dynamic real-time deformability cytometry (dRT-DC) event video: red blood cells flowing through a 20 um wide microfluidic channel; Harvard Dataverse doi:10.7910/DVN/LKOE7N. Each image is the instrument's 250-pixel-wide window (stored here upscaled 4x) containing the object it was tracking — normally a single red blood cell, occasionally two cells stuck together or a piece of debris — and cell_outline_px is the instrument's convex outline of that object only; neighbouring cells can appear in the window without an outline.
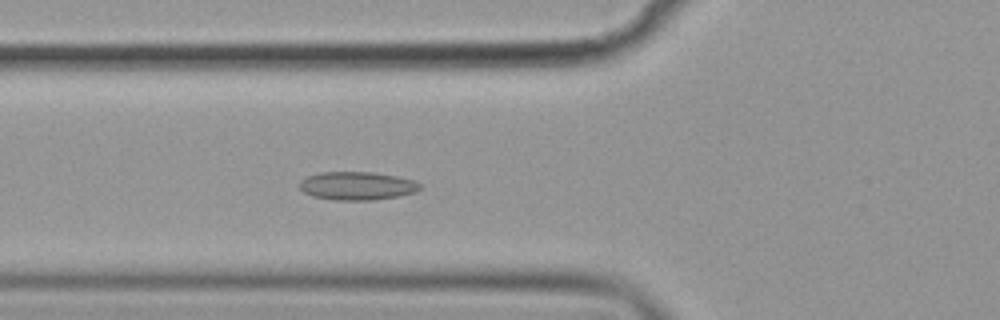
{"species": "common noctule bat (a hibernating species)", "species_latin": "Nyctalus noctula", "temperature_condition": "cold", "stored_images_in_passage": 58, "camera_frame_rate_fps": 3000, "um_per_image_px": 0.085, "animal": {"sex": "female", "body_mass_g": 19.9}, "frame": {"image": 1, "passage_image": 22, "time_ms": 7.0, "image_size_px": [1000, 320], "cell_outline_px": [[420, 188], [416, 192], [400, 196], [372, 200], [336, 200], [312, 196], [304, 192], [300, 188], [300, 180], [308, 176], [320, 172], [372, 172], [396, 176], [416, 180], [420, 184]], "centroid_in_image_um": [30.37, 15.79], "position_along_channel_um": 95.4, "area_um2": 19.88}}
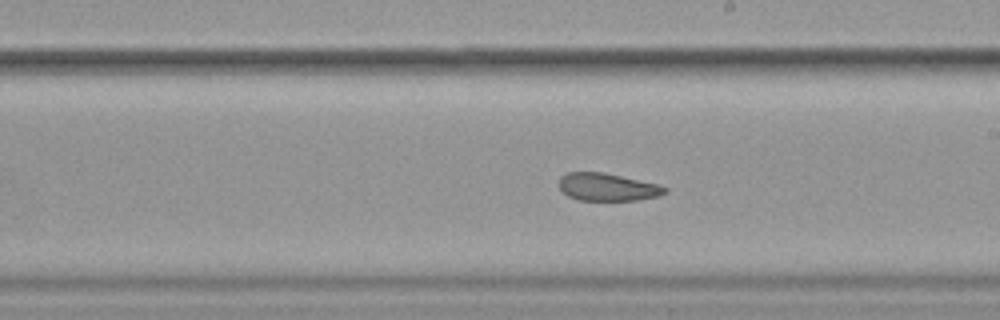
{"frame": {"image": 2, "passage_image": 34, "time_ms": 11.0, "image_size_px": [1000, 320], "cell_outline_px": [[668, 192], [660, 196], [636, 200], [580, 200], [568, 196], [560, 188], [560, 176], [568, 172], [604, 172], [660, 184], [668, 188]], "centroid_in_image_um": [51.69, 15.89], "position_along_channel_um": 237.3, "area_um2": 17.17}}
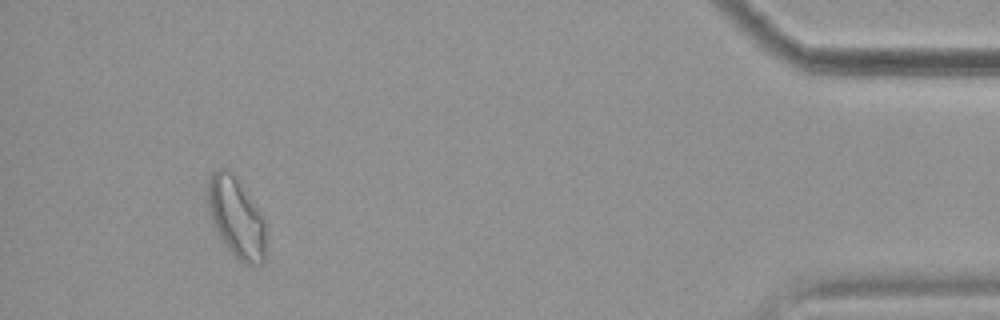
{"frame": {"image": 3, "passage_image": 54, "time_ms": 17.667, "image_size_px": [1000, 320], "cell_outline_px": [[264, 260], [260, 264], [244, 264], [236, 260], [212, 224], [208, 212], [208, 180], [212, 172], [216, 168], [228, 168], [236, 176], [264, 220]], "centroid_in_image_um": [20.04, 18.47], "position_along_channel_um": 415.2, "area_um2": 26.93}, "authors_computed_cell_mechanics": {"area_um2": 20.6924, "velocity_mm_per_s": 3.5569, "shape_relaxation_time_tau1_ms": null, "shape_relaxation_time_tau2_ms": 2.5581, "deformation_change_tau1": null, "deformation_change_tau2": 0.0731}}